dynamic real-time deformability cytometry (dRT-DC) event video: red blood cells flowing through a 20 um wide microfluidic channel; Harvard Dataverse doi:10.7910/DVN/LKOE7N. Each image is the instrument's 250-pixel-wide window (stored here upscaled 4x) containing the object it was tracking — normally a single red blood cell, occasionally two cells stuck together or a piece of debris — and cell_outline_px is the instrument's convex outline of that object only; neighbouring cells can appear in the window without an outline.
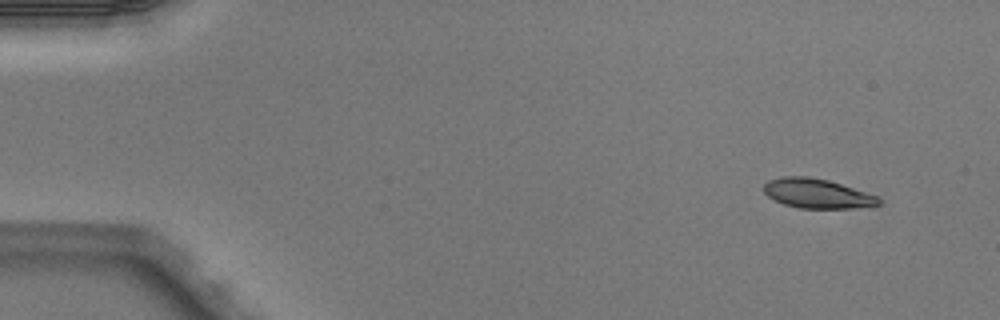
{"species": "Egyptian fruit bat (a non-hibernating species)", "species_latin": "Rousettus aegyptiacus", "temperature_condition": "warm", "stored_images_in_passage": 4, "camera_frame_rate_fps": 3000, "um_per_image_px": 0.085, "animal": {"sex": "male"}, "frame": {"image": 1, "passage_image": 1, "time_ms": 0.0, "image_size_px": [1000, 320], "cell_outline_px": [[880, 204], [872, 208], [800, 208], [784, 204], [768, 196], [764, 192], [764, 184], [768, 180], [780, 176], [808, 176], [828, 180], [876, 196], [880, 200]], "centroid_in_image_um": [69.45, 16.45], "position_along_channel_um": 15.5, "area_um2": 19.71}}
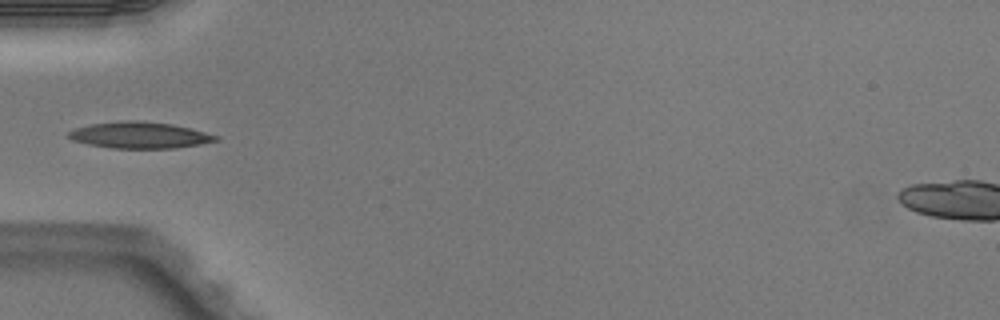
{"frame": {"image": 2, "passage_image": 4, "time_ms": 1.0, "image_size_px": [1000, 320], "cell_outline_px": [[220, 140], [200, 144], [176, 148], [112, 148], [88, 144], [72, 140], [68, 136], [68, 132], [76, 128], [92, 124], [120, 120], [136, 120], [172, 124], [220, 136]], "centroid_in_image_um": [11.88, 11.49], "position_along_channel_um": 73.1, "area_um2": 22.54}}